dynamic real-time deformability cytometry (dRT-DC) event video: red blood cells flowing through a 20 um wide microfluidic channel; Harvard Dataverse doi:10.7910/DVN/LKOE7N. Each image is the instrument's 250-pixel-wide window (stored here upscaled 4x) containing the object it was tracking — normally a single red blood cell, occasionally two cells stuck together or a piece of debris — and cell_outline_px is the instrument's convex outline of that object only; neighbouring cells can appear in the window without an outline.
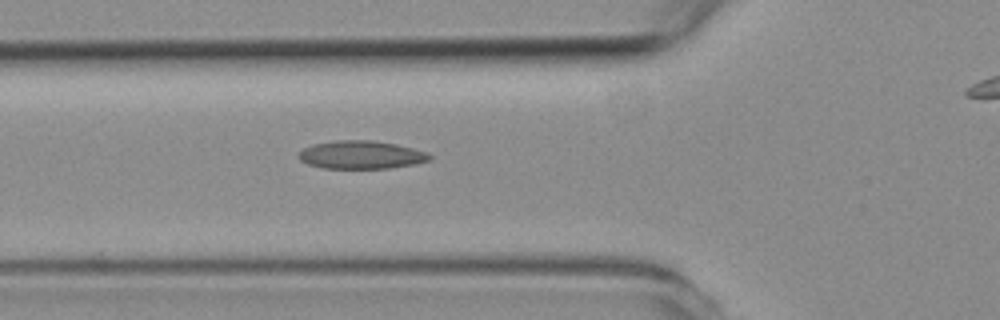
{"species": "common noctule bat (a hibernating species)", "species_latin": "Nyctalus noctula", "temperature_condition": "room temperature", "stored_images_in_passage": 4, "segment_of_instrument_passage": [1, 2], "camera_frame_rate_fps": 3000, "um_per_image_px": 0.085, "animal": {"sex": "female", "body_mass_g": 19.3, "forearm_length_mm": 54.1}, "frame": {"image": 1, "passage_image": 3, "time_ms": 2.333, "image_size_px": [1000, 320], "cell_outline_px": [[432, 160], [416, 164], [392, 168], [320, 168], [308, 164], [300, 160], [296, 156], [304, 148], [312, 144], [336, 140], [372, 140], [396, 144], [428, 152], [432, 156]], "centroid_in_image_um": [30.71, 13.16], "position_along_channel_um": 95.1, "area_um2": 21.68}}